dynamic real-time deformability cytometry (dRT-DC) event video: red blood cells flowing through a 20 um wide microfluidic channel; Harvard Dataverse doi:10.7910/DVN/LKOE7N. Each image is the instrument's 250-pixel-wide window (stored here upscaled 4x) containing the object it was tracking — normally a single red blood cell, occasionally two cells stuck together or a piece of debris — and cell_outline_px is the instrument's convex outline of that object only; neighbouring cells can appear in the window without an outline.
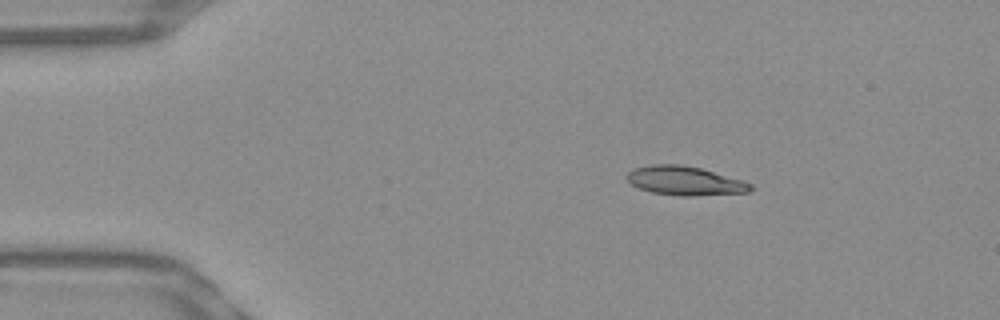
{"species": "Egyptian fruit bat (a non-hibernating species)", "species_latin": "Rousettus aegyptiacus", "temperature_condition": "warm", "stored_images_in_passage": 44, "camera_frame_rate_fps": 3000, "um_per_image_px": 0.085, "frame": {"image": 1, "passage_image": 1, "time_ms": 0.0, "image_size_px": [1000, 320], "cell_outline_px": [[752, 188], [748, 192], [692, 196], [680, 196], [652, 192], [640, 188], [632, 184], [624, 176], [632, 168], [652, 164], [680, 164], [700, 168], [744, 180], [752, 184]], "centroid_in_image_um": [58.2, 15.36], "position_along_channel_um": 26.8, "area_um2": 20.92}}
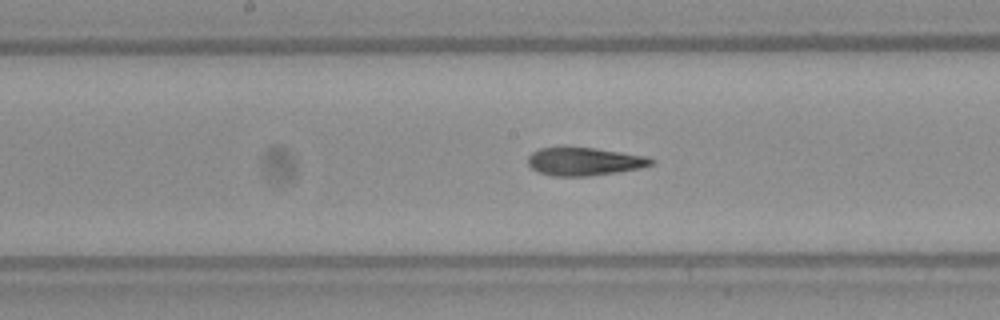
{"frame": {"image": 2, "passage_image": 19, "time_ms": 6.0, "image_size_px": [1000, 320], "cell_outline_px": [[656, 160], [652, 164], [640, 168], [616, 172], [588, 176], [552, 176], [536, 172], [528, 164], [528, 156], [532, 152], [540, 148], [592, 148], [648, 156]], "centroid_in_image_um": [49.66, 13.74], "position_along_channel_um": 198.5, "area_um2": 20.0}}
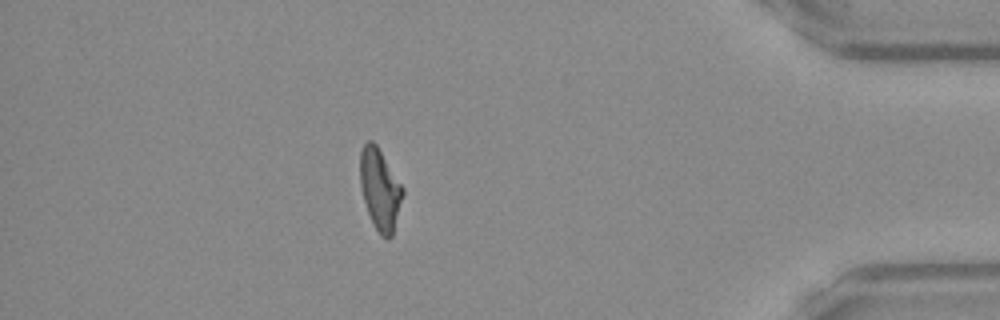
{"frame": {"image": 3, "passage_image": 38, "time_ms": 12.333, "image_size_px": [1000, 320], "cell_outline_px": [[404, 192], [392, 236], [388, 240], [380, 236], [368, 212], [364, 200], [360, 184], [360, 152], [364, 144], [368, 140], [372, 140], [376, 144], [404, 188]], "centroid_in_image_um": [32.3, 16.09], "position_along_channel_um": 402.9, "area_um2": 20.0}, "authors_computed_cell_mechanics": {"area_um2": 20.5768, "velocity_mm_per_s": 3.9157, "shape_relaxation_time_tau1_ms": 7.3449, "shape_relaxation_time_tau2_ms": 2.5115, "deformation_change_tau1": 0.2524, "deformation_change_tau2": 0.1207}}